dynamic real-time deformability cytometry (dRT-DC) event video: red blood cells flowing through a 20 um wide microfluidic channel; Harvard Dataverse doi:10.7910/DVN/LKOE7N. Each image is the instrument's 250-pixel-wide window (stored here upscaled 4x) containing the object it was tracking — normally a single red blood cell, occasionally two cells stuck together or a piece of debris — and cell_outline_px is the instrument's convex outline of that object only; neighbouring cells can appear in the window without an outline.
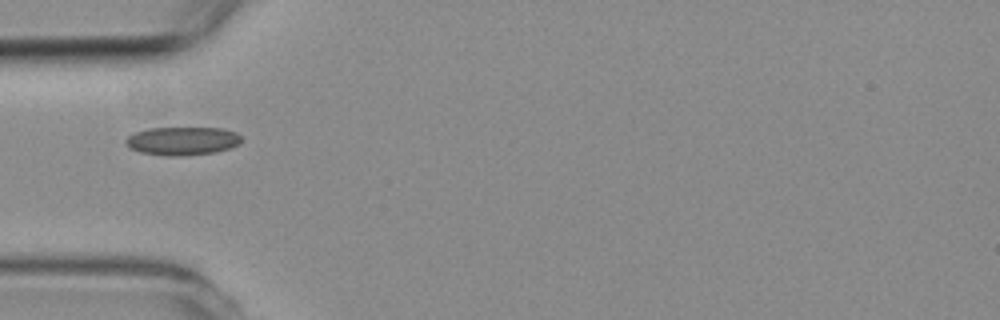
{"species": "common noctule bat (a hibernating species)", "species_latin": "Nyctalus noctula", "temperature_condition": "room temperature", "stored_images_in_passage": 1, "camera_frame_rate_fps": 3000, "um_per_image_px": 0.085, "animal": {"sex": "female", "body_mass_g": 19.3, "forearm_length_mm": 54.1}, "frame": {"image": 1, "passage_image": 1, "time_ms": 0.0, "image_size_px": [1000, 320], "cell_outline_px": [[240, 144], [216, 152], [176, 156], [164, 156], [140, 152], [132, 148], [124, 140], [128, 136], [136, 132], [148, 128], [220, 128], [236, 132], [240, 136]], "centroid_in_image_um": [15.5, 11.98], "position_along_channel_um": 69.5, "area_um2": 18.9}}